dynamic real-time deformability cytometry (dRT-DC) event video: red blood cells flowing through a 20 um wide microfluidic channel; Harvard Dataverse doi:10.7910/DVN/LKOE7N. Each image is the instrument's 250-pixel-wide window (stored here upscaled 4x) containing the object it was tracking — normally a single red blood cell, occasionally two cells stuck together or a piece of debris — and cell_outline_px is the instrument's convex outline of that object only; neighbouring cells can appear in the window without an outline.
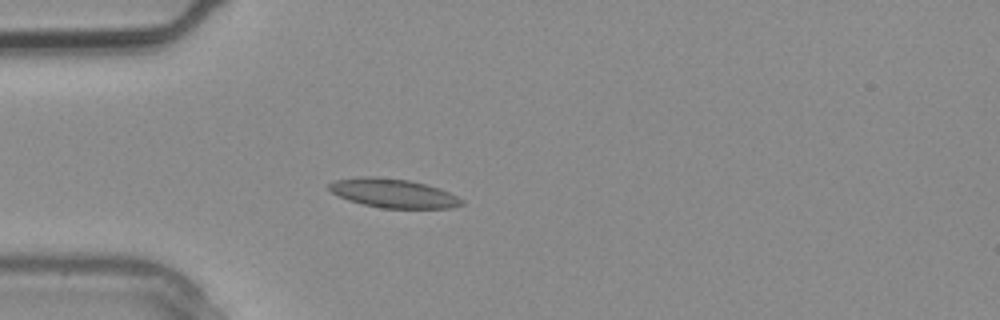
{"species": "common noctule bat (a hibernating species)", "species_latin": "Nyctalus noctula", "temperature_condition": "warm", "stored_images_in_passage": 2, "camera_frame_rate_fps": 3000, "um_per_image_px": 0.085, "animal": {"sex": "male", "body_mass_g": 20.4}, "frame": {"image": 1, "passage_image": 2, "time_ms": 0.333, "image_size_px": [1000, 320], "cell_outline_px": [[464, 204], [452, 208], [384, 208], [364, 204], [348, 200], [332, 192], [328, 188], [328, 184], [336, 180], [360, 176], [376, 176], [408, 180], [440, 188], [464, 200]], "centroid_in_image_um": [33.44, 16.42], "position_along_channel_um": 51.6, "area_um2": 22.25}}